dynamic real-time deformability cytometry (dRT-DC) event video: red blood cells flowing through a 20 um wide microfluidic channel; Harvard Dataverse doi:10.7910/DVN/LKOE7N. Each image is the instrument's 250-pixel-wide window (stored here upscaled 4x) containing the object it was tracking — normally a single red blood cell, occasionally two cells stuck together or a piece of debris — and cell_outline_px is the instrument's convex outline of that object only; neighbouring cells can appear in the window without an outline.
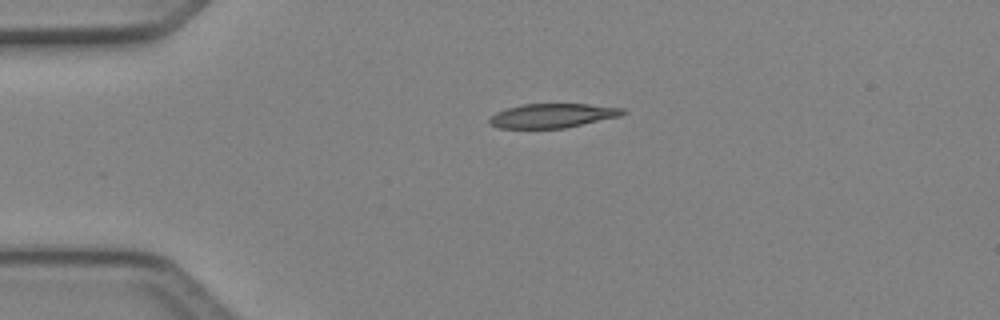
{"species": "Egyptian fruit bat (a non-hibernating species)", "species_latin": "Rousettus aegyptiacus", "temperature_condition": "cold", "stored_images_in_passage": 2, "camera_frame_rate_fps": 3000, "um_per_image_px": 0.085, "animal": {"sex": "female"}, "frame": {"image": 1, "passage_image": 1, "time_ms": 0.0, "image_size_px": [1000, 320], "cell_outline_px": [[628, 112], [620, 116], [564, 128], [500, 128], [488, 124], [488, 120], [496, 112], [508, 108], [524, 104], [588, 104], [624, 108]], "centroid_in_image_um": [46.97, 9.83], "position_along_channel_um": 38.0, "area_um2": 18.73}}